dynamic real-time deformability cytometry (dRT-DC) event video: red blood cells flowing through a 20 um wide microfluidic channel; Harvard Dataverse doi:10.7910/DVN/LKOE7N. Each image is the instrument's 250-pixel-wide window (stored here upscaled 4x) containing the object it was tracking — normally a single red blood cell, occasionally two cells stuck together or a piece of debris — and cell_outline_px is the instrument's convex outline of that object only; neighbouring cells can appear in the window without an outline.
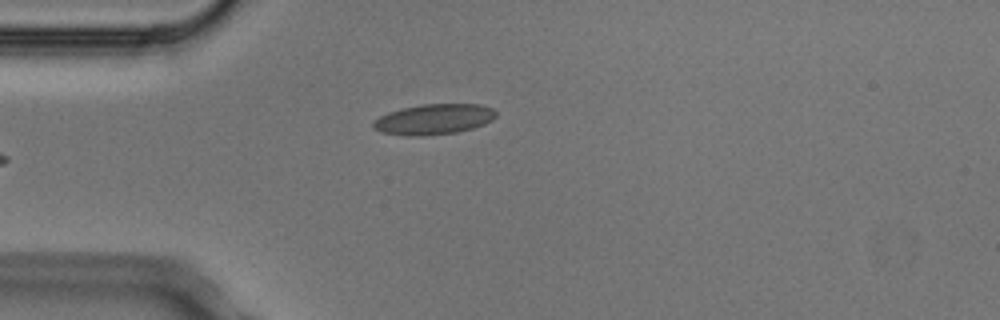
{"species": "Egyptian fruit bat (a non-hibernating species)", "species_latin": "Rousettus aegyptiacus", "temperature_condition": "cold", "stored_images_in_passage": 5, "camera_frame_rate_fps": 3000, "um_per_image_px": 0.085, "animal": {"sex": "male"}, "frame": {"image": 1, "passage_image": 5, "time_ms": 1.333, "image_size_px": [1000, 320], "cell_outline_px": [[496, 116], [492, 120], [484, 124], [472, 128], [456, 132], [424, 136], [404, 136], [380, 132], [372, 128], [372, 120], [388, 112], [420, 104], [480, 104], [492, 108], [496, 112]], "centroid_in_image_um": [36.83, 10.14], "position_along_channel_um": 48.2, "area_um2": 21.96}}